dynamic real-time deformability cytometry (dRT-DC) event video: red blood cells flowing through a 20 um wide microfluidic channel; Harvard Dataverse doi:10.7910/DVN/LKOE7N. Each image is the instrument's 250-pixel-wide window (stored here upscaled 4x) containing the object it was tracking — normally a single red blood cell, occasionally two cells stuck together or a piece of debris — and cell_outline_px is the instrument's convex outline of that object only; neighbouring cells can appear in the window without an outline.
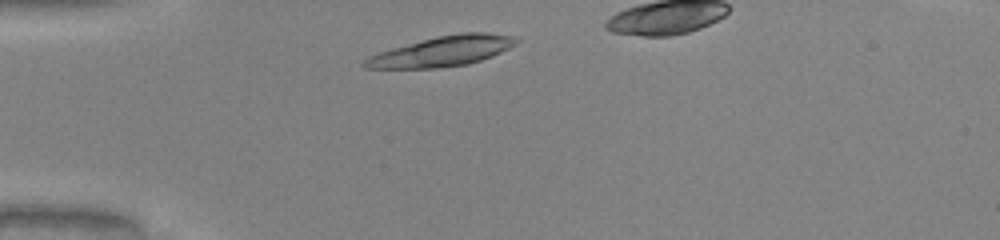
{"species": "common noctule bat (a hibernating species)", "species_latin": "Nyctalus noctula", "temperature_condition": "warm", "stored_images_in_passage": 33, "camera_frame_rate_fps": 3000, "um_per_image_px": 0.085, "animal": {"sex": "male", "body_mass_g": 20.0, "forearm_length_mm": 53.3}, "frame": {"image": 1, "passage_image": 2, "time_ms": 0.333, "image_size_px": [1000, 240], "cell_outline_px": [[520, 40], [516, 44], [492, 56], [468, 64], [440, 68], [364, 68], [360, 64], [368, 56], [392, 48], [436, 36], [460, 32], [488, 32], [512, 36]], "centroid_in_image_um": [37.58, 4.35], "position_along_channel_um": 47.4, "area_um2": 26.59}}
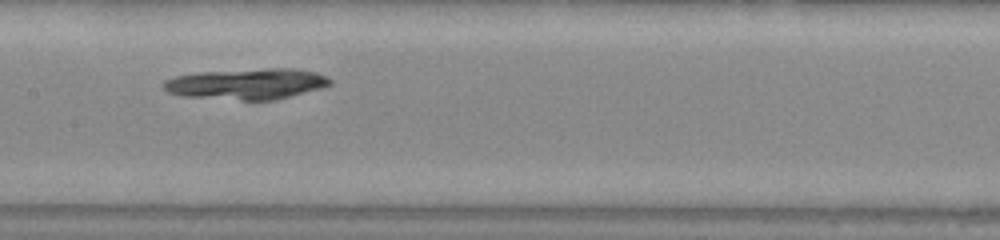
{"frame": {"image": 2, "passage_image": 14, "time_ms": 4.333, "image_size_px": [1000, 240], "cell_outline_px": [[332, 84], [324, 88], [276, 100], [240, 100], [184, 96], [168, 92], [160, 84], [164, 80], [176, 76], [200, 72], [272, 68], [300, 68], [316, 72], [328, 76], [332, 80]], "centroid_in_image_um": [21.05, 7.13], "position_along_channel_um": 186.3, "area_um2": 30.29}}
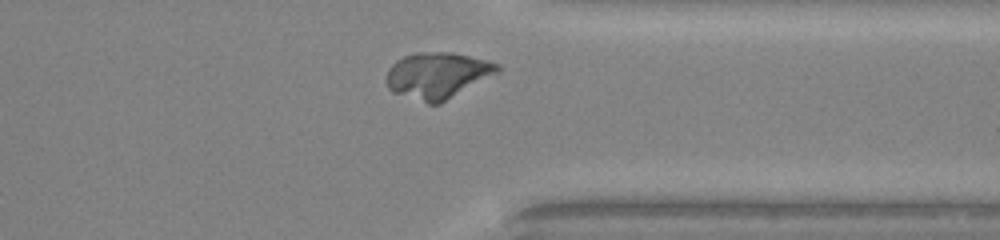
{"frame": {"image": 3, "passage_image": 28, "time_ms": 9.0, "image_size_px": [1000, 240], "cell_outline_px": [[504, 68], [500, 72], [440, 104], [428, 104], [392, 92], [388, 88], [384, 80], [384, 76], [388, 68], [396, 60], [404, 56], [416, 52], [452, 52], [488, 60], [500, 64]], "centroid_in_image_um": [37.19, 6.4], "position_along_channel_um": 374.2, "area_um2": 30.52}, "authors_computed_cell_mechanics": {"area_um2": 29.4202, "velocity_mm_per_s": 4.0469, "shape_relaxation_time_tau1_ms": 8.6659, "shape_relaxation_time_tau2_ms": 6.1199, "deformation_change_tau1": 0.2516, "deformation_change_tau2": 0.0956}}